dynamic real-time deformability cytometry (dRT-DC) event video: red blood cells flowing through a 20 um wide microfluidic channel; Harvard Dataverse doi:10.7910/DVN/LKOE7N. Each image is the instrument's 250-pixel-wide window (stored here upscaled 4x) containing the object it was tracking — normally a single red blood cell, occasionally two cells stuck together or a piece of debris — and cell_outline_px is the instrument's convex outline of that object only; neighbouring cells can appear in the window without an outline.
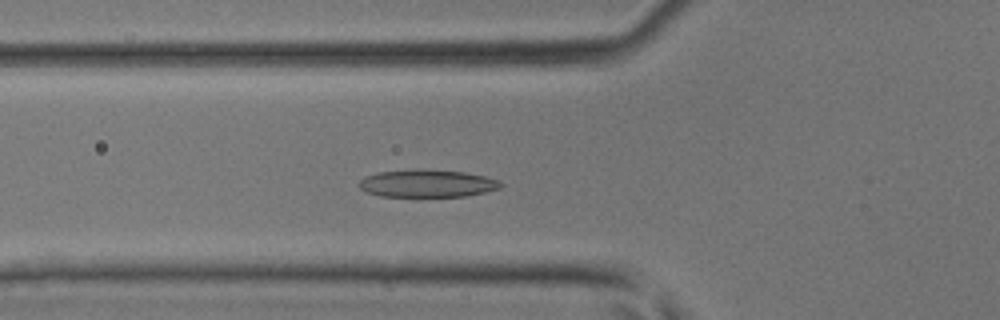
{"species": "common noctule bat (a hibernating species)", "species_latin": "Nyctalus noctula", "temperature_condition": "room temperature", "stored_images_in_passage": 45, "camera_frame_rate_fps": 3000, "um_per_image_px": 0.085, "animal": {"sex": "male", "body_mass_g": 17.9, "forearm_length_mm": 54.2}, "frame": {"image": 1, "passage_image": 16, "time_ms": 5.0, "image_size_px": [1000, 320], "cell_outline_px": [[504, 184], [500, 188], [468, 196], [380, 196], [364, 192], [356, 184], [364, 176], [380, 172], [420, 168], [464, 172], [484, 176], [500, 180]], "centroid_in_image_um": [36.29, 15.58], "position_along_channel_um": 89.5, "area_um2": 23.0}}
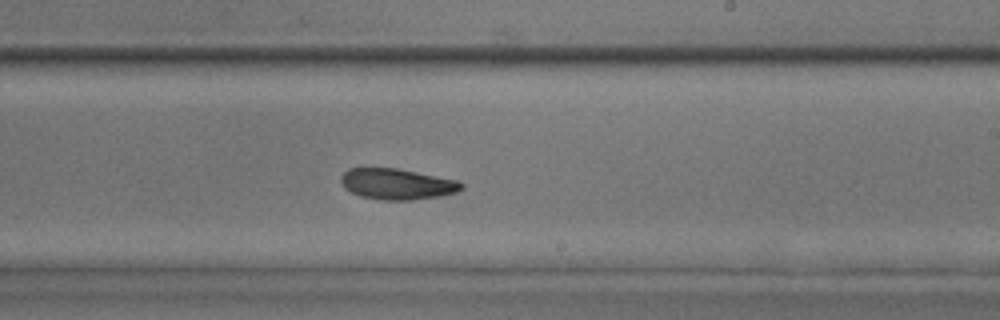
{"frame": {"image": 2, "passage_image": 27, "time_ms": 8.667, "image_size_px": [1000, 320], "cell_outline_px": [[464, 188], [456, 192], [440, 196], [412, 200], [380, 200], [360, 196], [344, 188], [340, 180], [340, 176], [348, 168], [396, 168], [460, 180], [464, 184]], "centroid_in_image_um": [33.76, 15.64], "position_along_channel_um": 255.2, "area_um2": 21.91}}
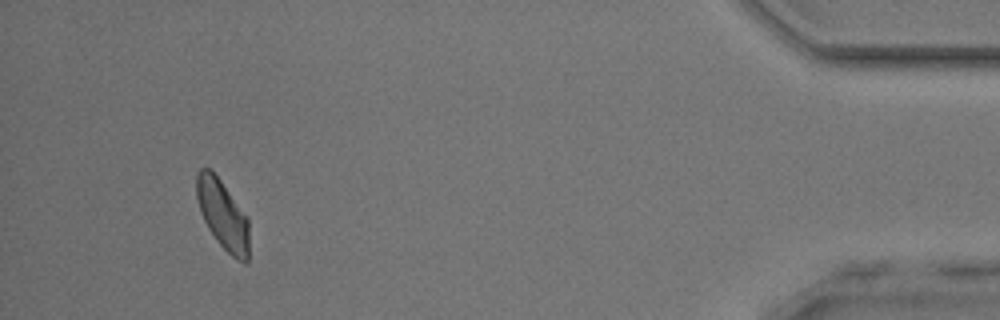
{"frame": {"image": 3, "passage_image": 42, "time_ms": 13.667, "image_size_px": [1000, 320], "cell_outline_px": [[248, 264], [244, 264], [236, 260], [216, 240], [208, 228], [200, 212], [196, 196], [196, 172], [200, 168], [208, 168], [220, 180], [248, 216]], "centroid_in_image_um": [18.93, 18.26], "position_along_channel_um": 416.3, "area_um2": 21.27}}